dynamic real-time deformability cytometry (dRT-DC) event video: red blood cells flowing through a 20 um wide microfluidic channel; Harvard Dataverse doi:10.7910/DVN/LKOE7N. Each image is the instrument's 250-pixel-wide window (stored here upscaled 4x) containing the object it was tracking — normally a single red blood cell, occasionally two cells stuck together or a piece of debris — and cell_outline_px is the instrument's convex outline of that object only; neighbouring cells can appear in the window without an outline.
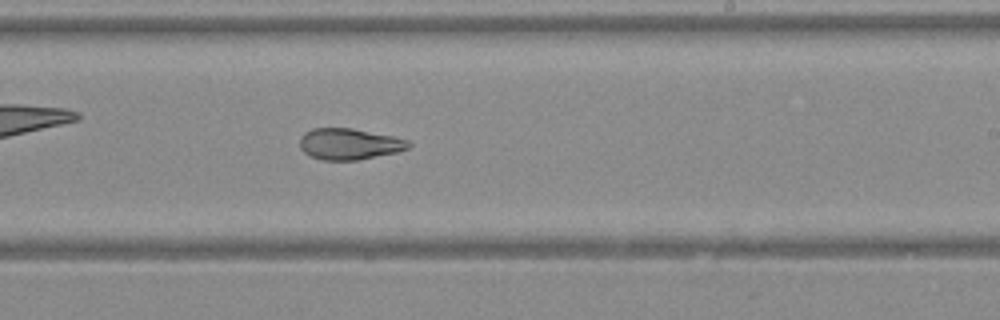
{"species": "Egyptian fruit bat (a non-hibernating species)", "species_latin": "Rousettus aegyptiacus", "temperature_condition": "warm", "stored_images_in_passage": 39, "camera_frame_rate_fps": 3000, "um_per_image_px": 0.085, "animal": {"sex": "female"}, "frame": {"image": 1, "passage_image": 23, "time_ms": 7.333, "image_size_px": [1000, 320], "cell_outline_px": [[412, 144], [408, 148], [396, 152], [356, 160], [324, 160], [312, 156], [304, 152], [300, 148], [300, 136], [304, 132], [312, 128], [352, 128], [392, 136], [408, 140]], "centroid_in_image_um": [29.66, 12.23], "position_along_channel_um": 259.3, "area_um2": 19.65}}